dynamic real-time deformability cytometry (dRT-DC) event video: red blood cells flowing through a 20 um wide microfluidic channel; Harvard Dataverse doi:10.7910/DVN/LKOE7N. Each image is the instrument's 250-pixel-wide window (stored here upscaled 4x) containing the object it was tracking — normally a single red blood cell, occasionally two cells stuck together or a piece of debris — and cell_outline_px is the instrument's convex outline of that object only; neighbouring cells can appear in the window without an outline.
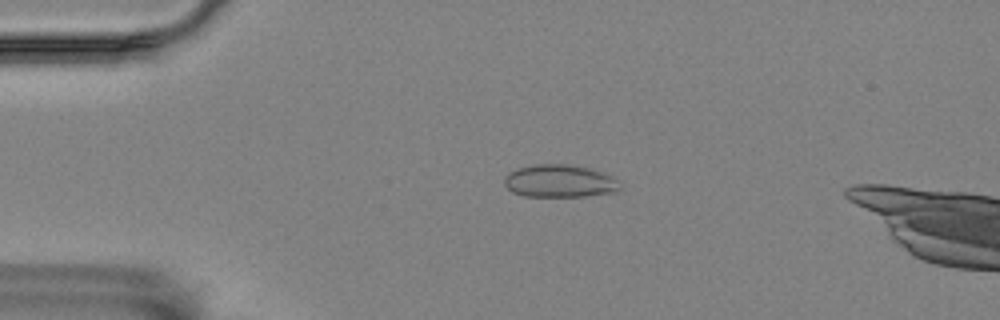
{"species": "Egyptian fruit bat (a non-hibernating species)", "species_latin": "Rousettus aegyptiacus", "temperature_condition": "room temperature", "stored_images_in_passage": 52, "camera_frame_rate_fps": 3000, "um_per_image_px": 0.085, "animal": {"sex": "female"}, "frame": {"image": 1, "passage_image": 12, "time_ms": 3.667, "image_size_px": [1000, 320], "cell_outline_px": [[620, 188], [616, 192], [584, 196], [524, 196], [512, 192], [504, 184], [504, 176], [508, 172], [520, 168], [536, 164], [568, 164], [592, 168], [612, 176], [616, 180]], "centroid_in_image_um": [47.55, 15.38], "position_along_channel_um": 37.4, "area_um2": 22.02}}
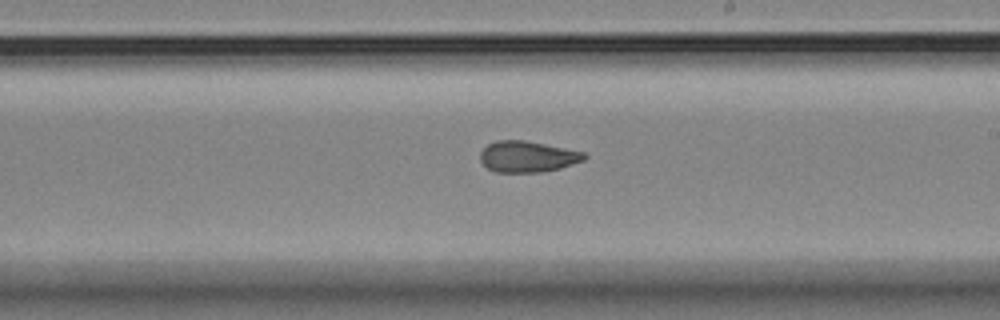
{"frame": {"image": 2, "passage_image": 33, "time_ms": 10.667, "image_size_px": [1000, 320], "cell_outline_px": [[588, 156], [584, 160], [560, 168], [540, 172], [496, 172], [488, 168], [480, 160], [480, 152], [488, 144], [496, 140], [524, 140], [584, 152]], "centroid_in_image_um": [44.83, 13.31], "position_along_channel_um": 244.2, "area_um2": 18.73}}
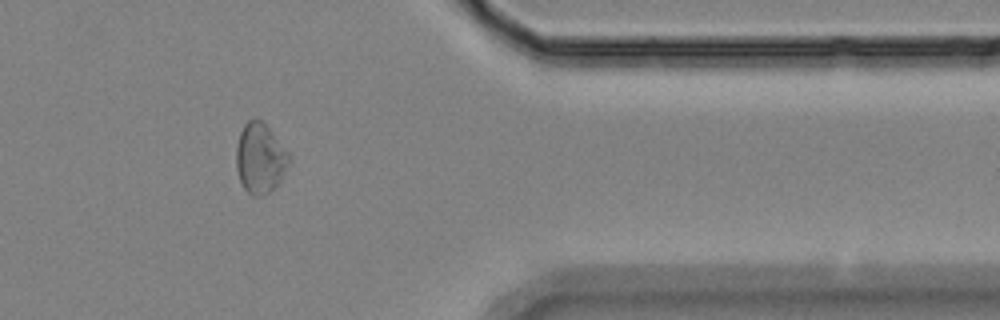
{"frame": {"image": 3, "passage_image": 47, "time_ms": 15.333, "image_size_px": [1000, 320], "cell_outline_px": [[292, 160], [280, 180], [268, 192], [260, 196], [252, 196], [244, 188], [240, 180], [236, 168], [236, 148], [240, 132], [244, 124], [248, 120], [260, 120], [272, 132], [292, 156]], "centroid_in_image_um": [22.12, 13.46], "position_along_channel_um": 389.3, "area_um2": 21.44}}